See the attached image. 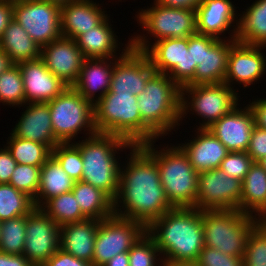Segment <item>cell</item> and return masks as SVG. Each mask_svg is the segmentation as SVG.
<instances>
[{"mask_svg":"<svg viewBox=\"0 0 266 266\" xmlns=\"http://www.w3.org/2000/svg\"><path fill=\"white\" fill-rule=\"evenodd\" d=\"M13 20V3L9 1H0V39L4 34V30Z\"/></svg>","mask_w":266,"mask_h":266,"instance_id":"obj_50","label":"cell"},{"mask_svg":"<svg viewBox=\"0 0 266 266\" xmlns=\"http://www.w3.org/2000/svg\"><path fill=\"white\" fill-rule=\"evenodd\" d=\"M155 72L168 75L180 88L194 85L197 65H192L187 38H166L154 42L144 52Z\"/></svg>","mask_w":266,"mask_h":266,"instance_id":"obj_11","label":"cell"},{"mask_svg":"<svg viewBox=\"0 0 266 266\" xmlns=\"http://www.w3.org/2000/svg\"><path fill=\"white\" fill-rule=\"evenodd\" d=\"M119 58L85 59L71 87L94 105L109 91L113 67Z\"/></svg>","mask_w":266,"mask_h":266,"instance_id":"obj_26","label":"cell"},{"mask_svg":"<svg viewBox=\"0 0 266 266\" xmlns=\"http://www.w3.org/2000/svg\"><path fill=\"white\" fill-rule=\"evenodd\" d=\"M41 167L17 163L9 184L35 200L40 185Z\"/></svg>","mask_w":266,"mask_h":266,"instance_id":"obj_42","label":"cell"},{"mask_svg":"<svg viewBox=\"0 0 266 266\" xmlns=\"http://www.w3.org/2000/svg\"><path fill=\"white\" fill-rule=\"evenodd\" d=\"M162 266H197L196 263H175L163 261Z\"/></svg>","mask_w":266,"mask_h":266,"instance_id":"obj_55","label":"cell"},{"mask_svg":"<svg viewBox=\"0 0 266 266\" xmlns=\"http://www.w3.org/2000/svg\"><path fill=\"white\" fill-rule=\"evenodd\" d=\"M74 183L75 181L51 155L41 167L40 185L34 200L35 207L40 208L50 198L72 191Z\"/></svg>","mask_w":266,"mask_h":266,"instance_id":"obj_32","label":"cell"},{"mask_svg":"<svg viewBox=\"0 0 266 266\" xmlns=\"http://www.w3.org/2000/svg\"><path fill=\"white\" fill-rule=\"evenodd\" d=\"M137 96L108 91L93 105L97 133L117 135L133 145L160 139L143 121Z\"/></svg>","mask_w":266,"mask_h":266,"instance_id":"obj_5","label":"cell"},{"mask_svg":"<svg viewBox=\"0 0 266 266\" xmlns=\"http://www.w3.org/2000/svg\"><path fill=\"white\" fill-rule=\"evenodd\" d=\"M155 73L148 56L132 47L114 64L109 91L143 92L148 79Z\"/></svg>","mask_w":266,"mask_h":266,"instance_id":"obj_19","label":"cell"},{"mask_svg":"<svg viewBox=\"0 0 266 266\" xmlns=\"http://www.w3.org/2000/svg\"><path fill=\"white\" fill-rule=\"evenodd\" d=\"M0 48L13 64L40 58L41 47L15 19L4 30L0 39Z\"/></svg>","mask_w":266,"mask_h":266,"instance_id":"obj_31","label":"cell"},{"mask_svg":"<svg viewBox=\"0 0 266 266\" xmlns=\"http://www.w3.org/2000/svg\"><path fill=\"white\" fill-rule=\"evenodd\" d=\"M60 248V226L41 208L27 215L23 255L33 266H42Z\"/></svg>","mask_w":266,"mask_h":266,"instance_id":"obj_16","label":"cell"},{"mask_svg":"<svg viewBox=\"0 0 266 266\" xmlns=\"http://www.w3.org/2000/svg\"><path fill=\"white\" fill-rule=\"evenodd\" d=\"M127 1H128V0H127ZM134 1H135V0H134ZM119 2H121V3H122V2H126V0H123V1H122V0H119Z\"/></svg>","mask_w":266,"mask_h":266,"instance_id":"obj_60","label":"cell"},{"mask_svg":"<svg viewBox=\"0 0 266 266\" xmlns=\"http://www.w3.org/2000/svg\"><path fill=\"white\" fill-rule=\"evenodd\" d=\"M34 200L10 184H0V222L28 215Z\"/></svg>","mask_w":266,"mask_h":266,"instance_id":"obj_36","label":"cell"},{"mask_svg":"<svg viewBox=\"0 0 266 266\" xmlns=\"http://www.w3.org/2000/svg\"><path fill=\"white\" fill-rule=\"evenodd\" d=\"M0 145V184H9L10 178L17 165L8 149Z\"/></svg>","mask_w":266,"mask_h":266,"instance_id":"obj_48","label":"cell"},{"mask_svg":"<svg viewBox=\"0 0 266 266\" xmlns=\"http://www.w3.org/2000/svg\"><path fill=\"white\" fill-rule=\"evenodd\" d=\"M258 221L236 209L202 210L205 246L243 257L249 232Z\"/></svg>","mask_w":266,"mask_h":266,"instance_id":"obj_9","label":"cell"},{"mask_svg":"<svg viewBox=\"0 0 266 266\" xmlns=\"http://www.w3.org/2000/svg\"><path fill=\"white\" fill-rule=\"evenodd\" d=\"M250 4L239 12L236 41L266 46V0H255Z\"/></svg>","mask_w":266,"mask_h":266,"instance_id":"obj_30","label":"cell"},{"mask_svg":"<svg viewBox=\"0 0 266 266\" xmlns=\"http://www.w3.org/2000/svg\"><path fill=\"white\" fill-rule=\"evenodd\" d=\"M43 1H47V2H52V3H56L58 5H64V4H67V3H70V2H74L76 0H43Z\"/></svg>","mask_w":266,"mask_h":266,"instance_id":"obj_56","label":"cell"},{"mask_svg":"<svg viewBox=\"0 0 266 266\" xmlns=\"http://www.w3.org/2000/svg\"><path fill=\"white\" fill-rule=\"evenodd\" d=\"M0 1H9V2H11V3H15V2L18 1V0H0Z\"/></svg>","mask_w":266,"mask_h":266,"instance_id":"obj_58","label":"cell"},{"mask_svg":"<svg viewBox=\"0 0 266 266\" xmlns=\"http://www.w3.org/2000/svg\"><path fill=\"white\" fill-rule=\"evenodd\" d=\"M242 100L243 97L224 82L184 86L181 88L180 128L183 126L185 130L183 124L187 125L194 115L197 124L194 128L207 129Z\"/></svg>","mask_w":266,"mask_h":266,"instance_id":"obj_8","label":"cell"},{"mask_svg":"<svg viewBox=\"0 0 266 266\" xmlns=\"http://www.w3.org/2000/svg\"><path fill=\"white\" fill-rule=\"evenodd\" d=\"M146 232L165 262L196 263L205 246L202 210L195 207L170 209L154 220Z\"/></svg>","mask_w":266,"mask_h":266,"instance_id":"obj_2","label":"cell"},{"mask_svg":"<svg viewBox=\"0 0 266 266\" xmlns=\"http://www.w3.org/2000/svg\"><path fill=\"white\" fill-rule=\"evenodd\" d=\"M103 266H129V251L115 255Z\"/></svg>","mask_w":266,"mask_h":266,"instance_id":"obj_53","label":"cell"},{"mask_svg":"<svg viewBox=\"0 0 266 266\" xmlns=\"http://www.w3.org/2000/svg\"><path fill=\"white\" fill-rule=\"evenodd\" d=\"M24 104L26 102L21 70L18 64H13L0 75V106L16 109Z\"/></svg>","mask_w":266,"mask_h":266,"instance_id":"obj_37","label":"cell"},{"mask_svg":"<svg viewBox=\"0 0 266 266\" xmlns=\"http://www.w3.org/2000/svg\"><path fill=\"white\" fill-rule=\"evenodd\" d=\"M234 3L232 0H202L196 8L197 33L220 40L236 39L240 7Z\"/></svg>","mask_w":266,"mask_h":266,"instance_id":"obj_17","label":"cell"},{"mask_svg":"<svg viewBox=\"0 0 266 266\" xmlns=\"http://www.w3.org/2000/svg\"><path fill=\"white\" fill-rule=\"evenodd\" d=\"M258 163L266 170V156L259 160Z\"/></svg>","mask_w":266,"mask_h":266,"instance_id":"obj_57","label":"cell"},{"mask_svg":"<svg viewBox=\"0 0 266 266\" xmlns=\"http://www.w3.org/2000/svg\"><path fill=\"white\" fill-rule=\"evenodd\" d=\"M101 220L86 219L60 227V248L92 263L96 233Z\"/></svg>","mask_w":266,"mask_h":266,"instance_id":"obj_27","label":"cell"},{"mask_svg":"<svg viewBox=\"0 0 266 266\" xmlns=\"http://www.w3.org/2000/svg\"><path fill=\"white\" fill-rule=\"evenodd\" d=\"M242 181L228 177L221 169L200 172L196 209L240 211Z\"/></svg>","mask_w":266,"mask_h":266,"instance_id":"obj_15","label":"cell"},{"mask_svg":"<svg viewBox=\"0 0 266 266\" xmlns=\"http://www.w3.org/2000/svg\"><path fill=\"white\" fill-rule=\"evenodd\" d=\"M113 3L112 5L114 4V0H111ZM118 2V5H119V0H116L115 3Z\"/></svg>","mask_w":266,"mask_h":266,"instance_id":"obj_59","label":"cell"},{"mask_svg":"<svg viewBox=\"0 0 266 266\" xmlns=\"http://www.w3.org/2000/svg\"><path fill=\"white\" fill-rule=\"evenodd\" d=\"M245 102H240L207 128L230 152H246L250 144L255 119L253 111Z\"/></svg>","mask_w":266,"mask_h":266,"instance_id":"obj_18","label":"cell"},{"mask_svg":"<svg viewBox=\"0 0 266 266\" xmlns=\"http://www.w3.org/2000/svg\"><path fill=\"white\" fill-rule=\"evenodd\" d=\"M42 266H92V263L78 259L59 248Z\"/></svg>","mask_w":266,"mask_h":266,"instance_id":"obj_47","label":"cell"},{"mask_svg":"<svg viewBox=\"0 0 266 266\" xmlns=\"http://www.w3.org/2000/svg\"><path fill=\"white\" fill-rule=\"evenodd\" d=\"M0 266H33L23 255H12L0 251Z\"/></svg>","mask_w":266,"mask_h":266,"instance_id":"obj_51","label":"cell"},{"mask_svg":"<svg viewBox=\"0 0 266 266\" xmlns=\"http://www.w3.org/2000/svg\"><path fill=\"white\" fill-rule=\"evenodd\" d=\"M162 263L160 250L147 232L129 250V266H162Z\"/></svg>","mask_w":266,"mask_h":266,"instance_id":"obj_40","label":"cell"},{"mask_svg":"<svg viewBox=\"0 0 266 266\" xmlns=\"http://www.w3.org/2000/svg\"><path fill=\"white\" fill-rule=\"evenodd\" d=\"M111 13L96 27L79 35L75 41L85 59L122 57L131 47V36L122 43ZM112 18V19H110ZM112 21V22H111ZM124 46V47H123ZM122 48V49H121Z\"/></svg>","mask_w":266,"mask_h":266,"instance_id":"obj_20","label":"cell"},{"mask_svg":"<svg viewBox=\"0 0 266 266\" xmlns=\"http://www.w3.org/2000/svg\"><path fill=\"white\" fill-rule=\"evenodd\" d=\"M66 174L77 182L81 180L83 161L80 149L74 143H59L51 151Z\"/></svg>","mask_w":266,"mask_h":266,"instance_id":"obj_41","label":"cell"},{"mask_svg":"<svg viewBox=\"0 0 266 266\" xmlns=\"http://www.w3.org/2000/svg\"><path fill=\"white\" fill-rule=\"evenodd\" d=\"M158 4L170 8L196 10L202 0H155Z\"/></svg>","mask_w":266,"mask_h":266,"instance_id":"obj_52","label":"cell"},{"mask_svg":"<svg viewBox=\"0 0 266 266\" xmlns=\"http://www.w3.org/2000/svg\"><path fill=\"white\" fill-rule=\"evenodd\" d=\"M74 144L80 149L83 161L81 181L101 189L114 200L119 190L123 154L133 144L117 135L103 133L81 138Z\"/></svg>","mask_w":266,"mask_h":266,"instance_id":"obj_3","label":"cell"},{"mask_svg":"<svg viewBox=\"0 0 266 266\" xmlns=\"http://www.w3.org/2000/svg\"><path fill=\"white\" fill-rule=\"evenodd\" d=\"M40 208L60 227L87 219L72 191L50 198Z\"/></svg>","mask_w":266,"mask_h":266,"instance_id":"obj_35","label":"cell"},{"mask_svg":"<svg viewBox=\"0 0 266 266\" xmlns=\"http://www.w3.org/2000/svg\"><path fill=\"white\" fill-rule=\"evenodd\" d=\"M265 49L266 46L244 44L238 41L230 48L224 83L229 85L241 96L244 95V99L248 98L245 96L246 89L249 88V90H252L253 85L255 87V84H259V82L262 83L261 81L265 79Z\"/></svg>","mask_w":266,"mask_h":266,"instance_id":"obj_14","label":"cell"},{"mask_svg":"<svg viewBox=\"0 0 266 266\" xmlns=\"http://www.w3.org/2000/svg\"><path fill=\"white\" fill-rule=\"evenodd\" d=\"M12 65L9 56L0 48V75Z\"/></svg>","mask_w":266,"mask_h":266,"instance_id":"obj_54","label":"cell"},{"mask_svg":"<svg viewBox=\"0 0 266 266\" xmlns=\"http://www.w3.org/2000/svg\"><path fill=\"white\" fill-rule=\"evenodd\" d=\"M47 103L53 133L60 143H74L78 139L97 133L94 125L93 104L72 87H67L60 95Z\"/></svg>","mask_w":266,"mask_h":266,"instance_id":"obj_10","label":"cell"},{"mask_svg":"<svg viewBox=\"0 0 266 266\" xmlns=\"http://www.w3.org/2000/svg\"><path fill=\"white\" fill-rule=\"evenodd\" d=\"M104 1L76 0L61 5V35L76 39L82 33L98 26L109 14Z\"/></svg>","mask_w":266,"mask_h":266,"instance_id":"obj_25","label":"cell"},{"mask_svg":"<svg viewBox=\"0 0 266 266\" xmlns=\"http://www.w3.org/2000/svg\"><path fill=\"white\" fill-rule=\"evenodd\" d=\"M235 42L236 39H217L211 46H203V57L195 71L194 85L224 82L230 48Z\"/></svg>","mask_w":266,"mask_h":266,"instance_id":"obj_28","label":"cell"},{"mask_svg":"<svg viewBox=\"0 0 266 266\" xmlns=\"http://www.w3.org/2000/svg\"><path fill=\"white\" fill-rule=\"evenodd\" d=\"M21 70L26 103H47L60 95L68 86L37 60L18 63Z\"/></svg>","mask_w":266,"mask_h":266,"instance_id":"obj_23","label":"cell"},{"mask_svg":"<svg viewBox=\"0 0 266 266\" xmlns=\"http://www.w3.org/2000/svg\"><path fill=\"white\" fill-rule=\"evenodd\" d=\"M146 232L138 221L113 215L101 220L96 233L92 266H103L119 253L129 251Z\"/></svg>","mask_w":266,"mask_h":266,"instance_id":"obj_13","label":"cell"},{"mask_svg":"<svg viewBox=\"0 0 266 266\" xmlns=\"http://www.w3.org/2000/svg\"><path fill=\"white\" fill-rule=\"evenodd\" d=\"M257 96V97H256ZM256 97V98H254ZM265 94L262 97H258V95L253 96L251 99L249 98L246 100L253 111L254 119H255V126L258 128L266 130V97Z\"/></svg>","mask_w":266,"mask_h":266,"instance_id":"obj_49","label":"cell"},{"mask_svg":"<svg viewBox=\"0 0 266 266\" xmlns=\"http://www.w3.org/2000/svg\"><path fill=\"white\" fill-rule=\"evenodd\" d=\"M246 152L253 162H258L266 156V130L254 126Z\"/></svg>","mask_w":266,"mask_h":266,"instance_id":"obj_45","label":"cell"},{"mask_svg":"<svg viewBox=\"0 0 266 266\" xmlns=\"http://www.w3.org/2000/svg\"><path fill=\"white\" fill-rule=\"evenodd\" d=\"M217 38L195 33L188 37V49H191L192 65H198L202 61L203 46H211Z\"/></svg>","mask_w":266,"mask_h":266,"instance_id":"obj_46","label":"cell"},{"mask_svg":"<svg viewBox=\"0 0 266 266\" xmlns=\"http://www.w3.org/2000/svg\"><path fill=\"white\" fill-rule=\"evenodd\" d=\"M252 158L247 152L233 151L222 160L220 168L228 177L243 181L253 164Z\"/></svg>","mask_w":266,"mask_h":266,"instance_id":"obj_43","label":"cell"},{"mask_svg":"<svg viewBox=\"0 0 266 266\" xmlns=\"http://www.w3.org/2000/svg\"><path fill=\"white\" fill-rule=\"evenodd\" d=\"M72 192L87 219L104 220L114 215L113 200L101 189L80 180Z\"/></svg>","mask_w":266,"mask_h":266,"instance_id":"obj_33","label":"cell"},{"mask_svg":"<svg viewBox=\"0 0 266 266\" xmlns=\"http://www.w3.org/2000/svg\"><path fill=\"white\" fill-rule=\"evenodd\" d=\"M40 59L49 71L71 87L80 73L85 57L74 39L61 36L41 47Z\"/></svg>","mask_w":266,"mask_h":266,"instance_id":"obj_21","label":"cell"},{"mask_svg":"<svg viewBox=\"0 0 266 266\" xmlns=\"http://www.w3.org/2000/svg\"><path fill=\"white\" fill-rule=\"evenodd\" d=\"M196 264L197 266H244L243 257L231 256L206 246L200 252Z\"/></svg>","mask_w":266,"mask_h":266,"instance_id":"obj_44","label":"cell"},{"mask_svg":"<svg viewBox=\"0 0 266 266\" xmlns=\"http://www.w3.org/2000/svg\"><path fill=\"white\" fill-rule=\"evenodd\" d=\"M243 262L244 266H266V220H259L250 230Z\"/></svg>","mask_w":266,"mask_h":266,"instance_id":"obj_39","label":"cell"},{"mask_svg":"<svg viewBox=\"0 0 266 266\" xmlns=\"http://www.w3.org/2000/svg\"><path fill=\"white\" fill-rule=\"evenodd\" d=\"M27 215L0 222V251L21 255L25 247Z\"/></svg>","mask_w":266,"mask_h":266,"instance_id":"obj_38","label":"cell"},{"mask_svg":"<svg viewBox=\"0 0 266 266\" xmlns=\"http://www.w3.org/2000/svg\"><path fill=\"white\" fill-rule=\"evenodd\" d=\"M7 137L1 145L8 149L18 164L42 166L51 156L52 150L46 144L18 138L11 132Z\"/></svg>","mask_w":266,"mask_h":266,"instance_id":"obj_34","label":"cell"},{"mask_svg":"<svg viewBox=\"0 0 266 266\" xmlns=\"http://www.w3.org/2000/svg\"><path fill=\"white\" fill-rule=\"evenodd\" d=\"M137 99L142 121L159 138L165 141L166 136L170 138L177 131L182 134L179 130L181 88L168 75L155 72Z\"/></svg>","mask_w":266,"mask_h":266,"instance_id":"obj_6","label":"cell"},{"mask_svg":"<svg viewBox=\"0 0 266 266\" xmlns=\"http://www.w3.org/2000/svg\"><path fill=\"white\" fill-rule=\"evenodd\" d=\"M193 131L194 134H189L191 139H175L187 154L193 168L198 173L220 168L222 160L230 151L208 129L193 128Z\"/></svg>","mask_w":266,"mask_h":266,"instance_id":"obj_22","label":"cell"},{"mask_svg":"<svg viewBox=\"0 0 266 266\" xmlns=\"http://www.w3.org/2000/svg\"><path fill=\"white\" fill-rule=\"evenodd\" d=\"M136 10L132 18L137 21L136 31L140 33L131 34L134 50L145 52L161 39L187 38L197 33L196 10L165 7L155 0L150 6Z\"/></svg>","mask_w":266,"mask_h":266,"instance_id":"obj_7","label":"cell"},{"mask_svg":"<svg viewBox=\"0 0 266 266\" xmlns=\"http://www.w3.org/2000/svg\"><path fill=\"white\" fill-rule=\"evenodd\" d=\"M60 14L61 6L52 2L18 0L13 3V19L40 47L62 36Z\"/></svg>","mask_w":266,"mask_h":266,"instance_id":"obj_12","label":"cell"},{"mask_svg":"<svg viewBox=\"0 0 266 266\" xmlns=\"http://www.w3.org/2000/svg\"><path fill=\"white\" fill-rule=\"evenodd\" d=\"M124 157L118 194L113 200L114 215L141 222L147 228L174 207L166 197L153 158L140 145H133Z\"/></svg>","mask_w":266,"mask_h":266,"instance_id":"obj_1","label":"cell"},{"mask_svg":"<svg viewBox=\"0 0 266 266\" xmlns=\"http://www.w3.org/2000/svg\"><path fill=\"white\" fill-rule=\"evenodd\" d=\"M160 139L140 146L156 162L161 185L174 208L195 207L199 173L191 165L187 154L175 142L157 144Z\"/></svg>","mask_w":266,"mask_h":266,"instance_id":"obj_4","label":"cell"},{"mask_svg":"<svg viewBox=\"0 0 266 266\" xmlns=\"http://www.w3.org/2000/svg\"><path fill=\"white\" fill-rule=\"evenodd\" d=\"M20 118L10 129L14 136L46 144L51 150L60 142L55 138L48 103H26ZM25 108V109H24Z\"/></svg>","mask_w":266,"mask_h":266,"instance_id":"obj_24","label":"cell"},{"mask_svg":"<svg viewBox=\"0 0 266 266\" xmlns=\"http://www.w3.org/2000/svg\"><path fill=\"white\" fill-rule=\"evenodd\" d=\"M240 211L266 220V170L254 162L242 181Z\"/></svg>","mask_w":266,"mask_h":266,"instance_id":"obj_29","label":"cell"}]
</instances>
